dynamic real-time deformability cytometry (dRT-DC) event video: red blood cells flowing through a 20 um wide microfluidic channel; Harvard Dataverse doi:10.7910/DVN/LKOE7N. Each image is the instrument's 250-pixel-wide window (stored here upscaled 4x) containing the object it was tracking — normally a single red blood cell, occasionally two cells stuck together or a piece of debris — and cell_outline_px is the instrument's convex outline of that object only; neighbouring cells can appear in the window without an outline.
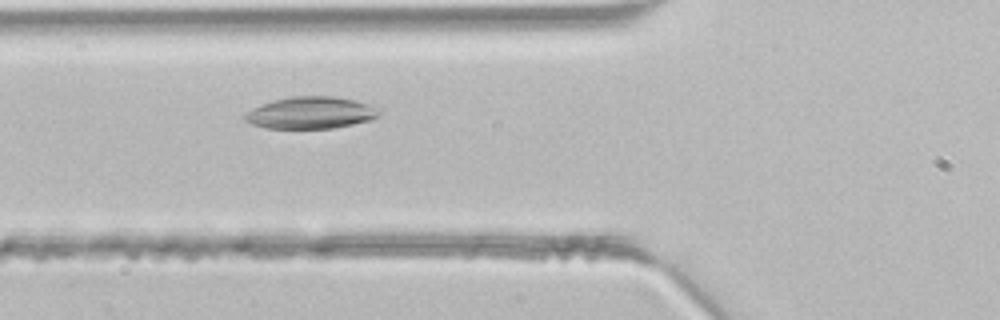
{"species": "common noctule bat (a hibernating species)", "species_latin": "Nyctalus noctula", "temperature_condition": "room temperature", "stored_images_in_passage": 3, "camera_frame_rate_fps": 3000, "um_per_image_px": 0.085, "animal": {"sex": "male", "body_mass_g": 21.5, "forearm_length_mm": 52.0}, "frame": {"image": 1, "passage_image": 3, "time_ms": 0.667, "image_size_px": [1000, 320], "cell_outline_px": [[384, 108], [380, 116], [372, 120], [336, 128], [264, 128], [252, 124], [244, 120], [244, 116], [252, 108], [272, 100], [288, 96], [332, 96], [352, 100]], "centroid_in_image_um": [26.47, 9.58], "position_along_channel_um": 99.3, "area_um2": 25.32}}